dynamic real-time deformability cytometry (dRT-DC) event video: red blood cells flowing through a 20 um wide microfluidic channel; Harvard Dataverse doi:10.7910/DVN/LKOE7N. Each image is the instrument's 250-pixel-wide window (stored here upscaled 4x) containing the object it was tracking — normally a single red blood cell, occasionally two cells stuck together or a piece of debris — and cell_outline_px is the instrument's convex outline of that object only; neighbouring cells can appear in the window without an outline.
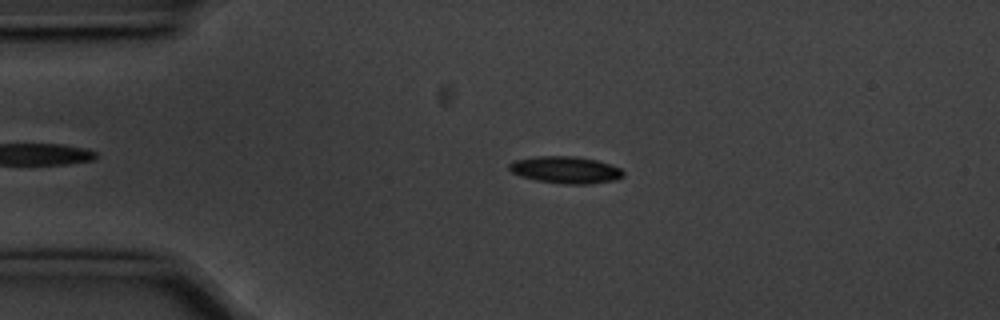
{"species": "common noctule bat (a hibernating species)", "species_latin": "Nyctalus noctula", "temperature_condition": "cold", "stored_images_in_passage": 49, "camera_frame_rate_fps": 3000, "um_per_image_px": 0.085, "animal": {"sex": "male", "body_mass_g": 20.1, "forearm_length_mm": 53.5}, "frame": {"image": 1, "passage_image": 11, "time_ms": 3.333, "image_size_px": [1000, 320], "cell_outline_px": [[624, 176], [616, 180], [588, 184], [564, 184], [536, 180], [520, 176], [512, 172], [508, 168], [508, 164], [512, 160], [536, 156], [576, 156], [596, 160], [620, 168], [624, 172]], "centroid_in_image_um": [48.05, 14.43], "position_along_channel_um": 37.0, "area_um2": 18.03}}
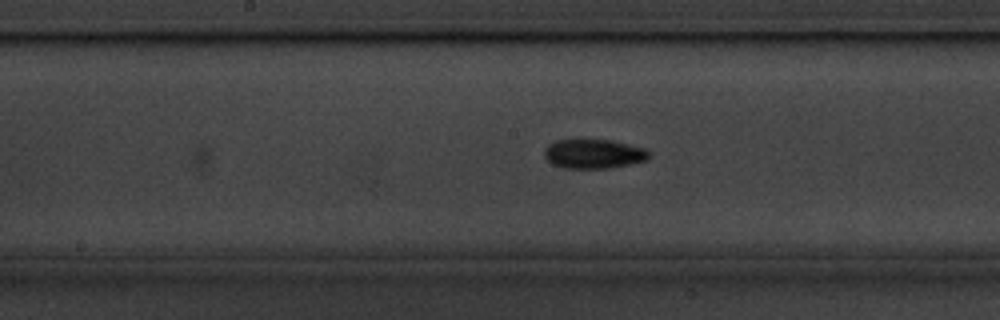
{"frame": {"image": 2, "passage_image": 27, "time_ms": 8.667, "image_size_px": [1000, 320], "cell_outline_px": [[648, 160], [612, 168], [560, 168], [552, 164], [544, 156], [544, 148], [548, 144], [556, 140], [612, 140], [644, 148], [648, 152]], "centroid_in_image_um": [50.43, 13.08], "position_along_channel_um": 197.8, "area_um2": 17.92}}
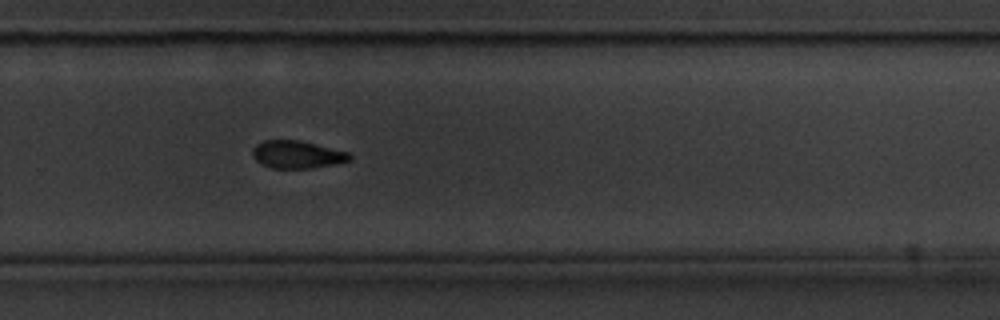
{"frame": {"image": 3, "passage_image": 36, "time_ms": 11.667, "image_size_px": [1000, 320], "cell_outline_px": [[352, 160], [312, 168], [272, 168], [260, 164], [252, 156], [252, 148], [256, 144], [264, 140], [296, 140], [348, 152], [352, 156]], "centroid_in_image_um": [25.2, 13.14], "position_along_channel_um": 304.6, "area_um2": 15.49}, "authors_computed_cell_mechanics": {"area_um2": 16.762, "velocity_mm_per_s": 3.5771, "shape_relaxation_time_tau1_ms": 3.0319, "shape_relaxation_time_tau2_ms": null, "deformation_change_tau1": 0.0974, "deformation_change_tau2": null}}